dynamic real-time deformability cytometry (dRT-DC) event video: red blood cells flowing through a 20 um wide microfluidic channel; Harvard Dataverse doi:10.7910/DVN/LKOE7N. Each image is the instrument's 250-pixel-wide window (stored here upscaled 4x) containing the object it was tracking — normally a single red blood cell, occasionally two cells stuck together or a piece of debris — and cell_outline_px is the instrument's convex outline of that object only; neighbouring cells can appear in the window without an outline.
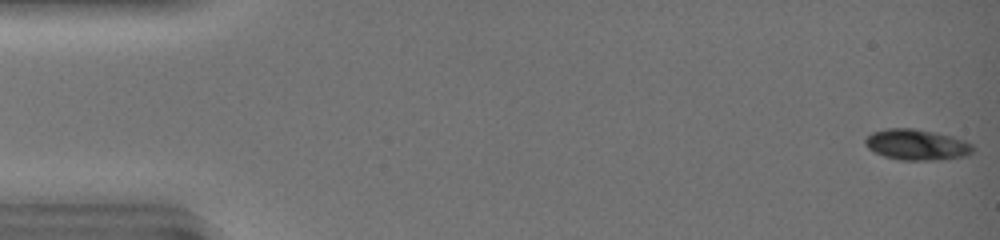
{"species": "common noctule bat (a hibernating species)", "species_latin": "Nyctalus noctula", "temperature_condition": "warm", "stored_images_in_passage": 46, "camera_frame_rate_fps": 3000, "um_per_image_px": 0.085, "animal": {"sex": "female", "body_mass_g": 19.0, "forearm_length_mm": 51.5}, "frame": {"image": 1, "passage_image": 1, "time_ms": 0.0, "image_size_px": [1000, 240], "cell_outline_px": [[972, 152], [964, 156], [940, 160], [900, 160], [884, 156], [868, 148], [864, 144], [864, 140], [872, 132], [888, 128], [912, 128], [936, 132], [952, 136], [964, 140], [972, 144]], "centroid_in_image_um": [77.91, 12.29], "position_along_channel_um": 7.1, "area_um2": 19.31}}
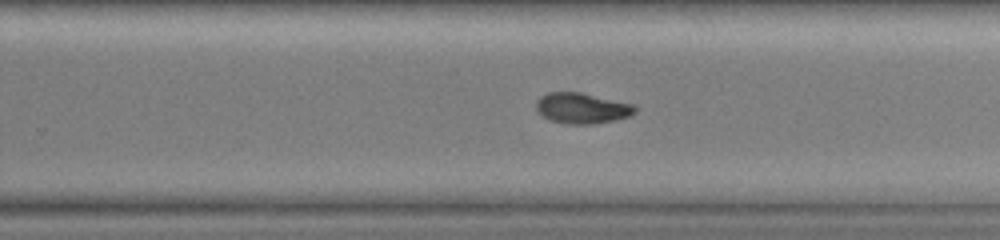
{"frame": {"image": 2, "passage_image": 31, "time_ms": 10.0, "image_size_px": [1000, 240], "cell_outline_px": [[636, 112], [628, 116], [616, 120], [592, 124], [568, 124], [552, 120], [544, 116], [536, 108], [536, 100], [540, 96], [548, 92], [580, 92], [636, 104]], "centroid_in_image_um": [49.5, 9.18], "position_along_channel_um": 280.3, "area_um2": 17.69}}
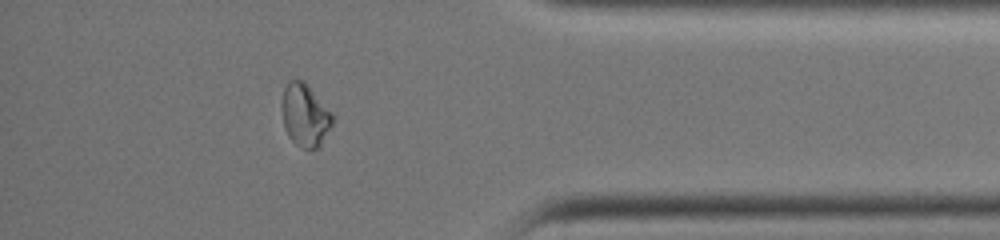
{"frame": {"image": 3, "passage_image": 41, "time_ms": 13.333, "image_size_px": [1000, 240], "cell_outline_px": [[336, 116], [332, 124], [320, 144], [316, 148], [300, 148], [288, 136], [284, 128], [280, 108], [280, 104], [284, 88], [288, 80], [304, 80], [308, 84]], "centroid_in_image_um": [25.91, 9.75], "position_along_channel_um": 409.3, "area_um2": 18.9}}